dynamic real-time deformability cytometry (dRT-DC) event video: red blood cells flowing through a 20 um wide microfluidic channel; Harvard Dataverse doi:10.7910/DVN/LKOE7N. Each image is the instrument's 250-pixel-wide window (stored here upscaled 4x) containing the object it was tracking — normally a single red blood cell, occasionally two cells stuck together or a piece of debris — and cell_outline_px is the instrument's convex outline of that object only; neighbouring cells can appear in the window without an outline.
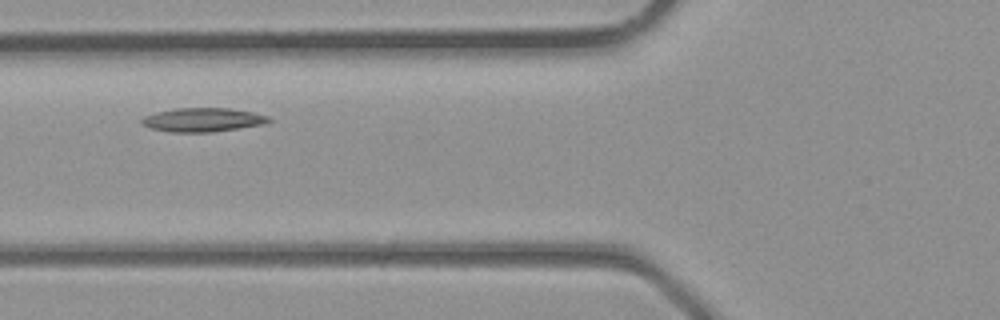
{"species": "common noctule bat (a hibernating species)", "species_latin": "Nyctalus noctula", "temperature_condition": "room temperature", "stored_images_in_passage": 2, "camera_frame_rate_fps": 3000, "um_per_image_px": 0.085, "animal": {"sex": "male", "body_mass_g": 23.1, "forearm_length_mm": 52.7}, "frame": {"image": 1, "passage_image": 2, "time_ms": 0.333, "image_size_px": [1000, 320], "cell_outline_px": [[272, 120], [260, 124], [212, 132], [172, 132], [152, 128], [140, 124], [140, 120], [144, 116], [156, 112], [176, 108], [228, 108], [252, 112], [268, 116]], "centroid_in_image_um": [17.17, 10.18], "position_along_channel_um": 108.6, "area_um2": 17.4}}